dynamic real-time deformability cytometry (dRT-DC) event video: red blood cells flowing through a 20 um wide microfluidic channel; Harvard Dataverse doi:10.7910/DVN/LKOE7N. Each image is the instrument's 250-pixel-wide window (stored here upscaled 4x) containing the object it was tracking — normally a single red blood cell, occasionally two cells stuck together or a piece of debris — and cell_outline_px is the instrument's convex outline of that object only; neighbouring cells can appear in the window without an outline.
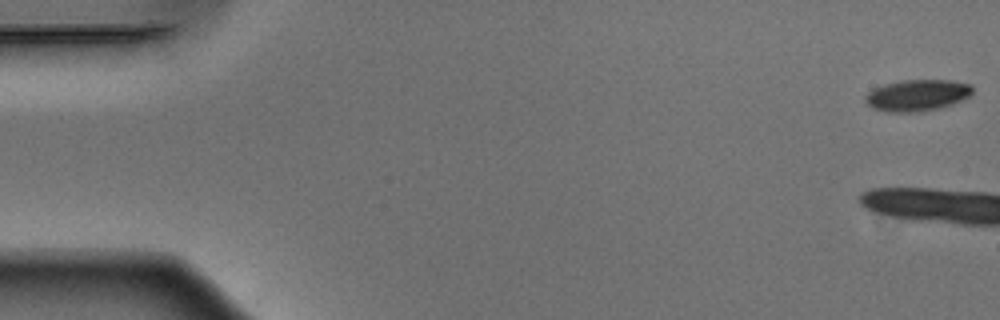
{"species": "Egyptian fruit bat (a non-hibernating species)", "species_latin": "Rousettus aegyptiacus", "temperature_condition": "warm", "stored_images_in_passage": 4, "camera_frame_rate_fps": 3000, "um_per_image_px": 0.085, "animal": {"sex": "male"}, "frame": {"image": 1, "passage_image": 1, "time_ms": 0.0, "image_size_px": [1000, 320], "cell_outline_px": [[972, 92], [968, 96], [952, 104], [940, 108], [916, 112], [888, 112], [872, 108], [864, 100], [864, 96], [872, 88], [884, 84], [904, 80], [952, 80], [972, 84]], "centroid_in_image_um": [77.93, 8.09], "position_along_channel_um": 7.1, "area_um2": 19.71}}